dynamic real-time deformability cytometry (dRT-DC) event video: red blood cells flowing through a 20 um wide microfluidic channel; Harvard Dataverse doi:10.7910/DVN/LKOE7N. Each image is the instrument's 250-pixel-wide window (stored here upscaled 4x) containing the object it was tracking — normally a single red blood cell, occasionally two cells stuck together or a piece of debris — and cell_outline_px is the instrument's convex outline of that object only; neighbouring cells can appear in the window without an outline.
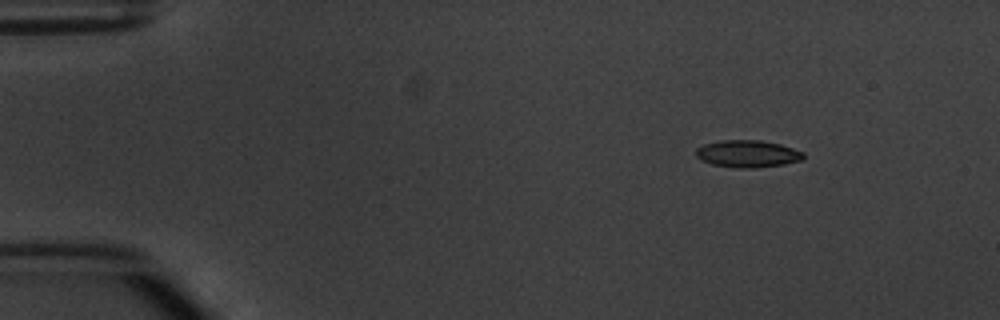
{"species": "common noctule bat (a hibernating species)", "species_latin": "Nyctalus noctula", "temperature_condition": "warm", "stored_images_in_passage": 5, "camera_frame_rate_fps": 3000, "um_per_image_px": 0.085, "animal": {"sex": "male", "body_mass_g": 20.1, "forearm_length_mm": 53.5}, "frame": {"image": 1, "passage_image": 1, "time_ms": 0.0, "image_size_px": [1000, 320], "cell_outline_px": [[804, 160], [784, 164], [752, 168], [736, 168], [712, 164], [700, 160], [696, 156], [696, 148], [704, 144], [720, 140], [760, 140], [780, 144], [804, 152]], "centroid_in_image_um": [63.54, 13.07], "position_along_channel_um": 21.5, "area_um2": 17.11}}
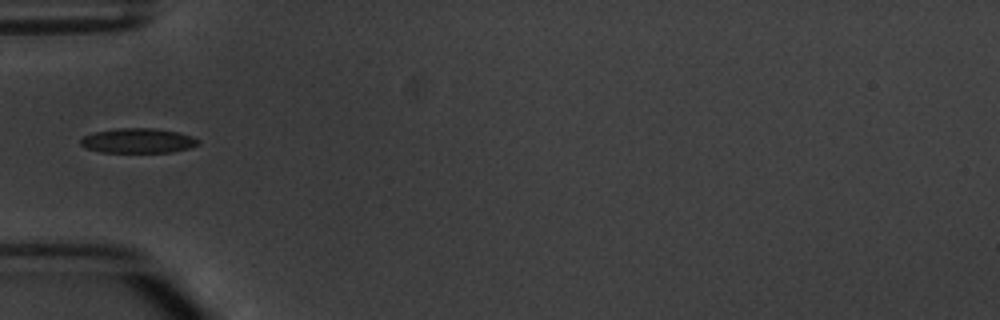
{"frame": {"image": 2, "passage_image": 4, "time_ms": 3.667, "image_size_px": [1000, 320], "cell_outline_px": [[200, 144], [192, 148], [172, 152], [100, 152], [88, 148], [80, 144], [80, 140], [84, 136], [92, 132], [116, 128], [156, 128], [180, 132], [192, 136], [200, 140]], "centroid_in_image_um": [11.78, 11.95], "position_along_channel_um": 73.2, "area_um2": 17.22}}